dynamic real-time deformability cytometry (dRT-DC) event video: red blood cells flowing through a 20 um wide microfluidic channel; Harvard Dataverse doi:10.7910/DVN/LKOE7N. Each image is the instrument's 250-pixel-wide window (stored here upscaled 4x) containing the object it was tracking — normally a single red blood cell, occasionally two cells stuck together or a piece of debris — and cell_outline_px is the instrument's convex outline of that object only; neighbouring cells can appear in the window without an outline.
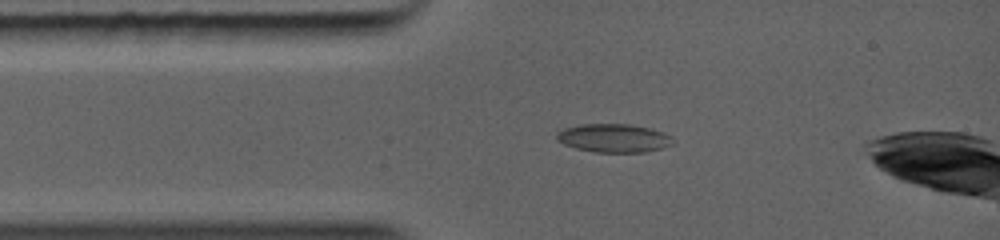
{"species": "common noctule bat (a hibernating species)", "species_latin": "Nyctalus noctula", "temperature_condition": "warm", "stored_images_in_passage": 19, "camera_frame_rate_fps": 5000, "um_per_image_px": 0.085, "animal": {"sex": "female", "body_mass_g": 19.0, "forearm_length_mm": 56.7}, "frame": {"image": 1, "passage_image": 1, "time_ms": 0.0, "image_size_px": [1000, 240], "cell_outline_px": [[672, 144], [660, 148], [644, 152], [592, 152], [576, 148], [564, 144], [556, 140], [556, 132], [564, 128], [580, 124], [632, 124], [652, 128], [664, 132], [672, 136]], "centroid_in_image_um": [52.15, 11.72], "position_along_channel_um": 32.8, "area_um2": 19.42}}
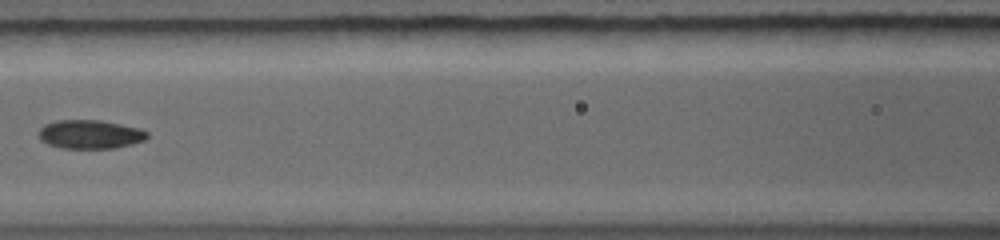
{"frame": {"image": 2, "passage_image": 4, "time_ms": 2.8, "image_size_px": [1000, 240], "cell_outline_px": [[148, 136], [144, 140], [132, 144], [116, 148], [60, 148], [48, 144], [40, 140], [40, 128], [44, 124], [60, 120], [100, 120], [140, 128], [148, 132]], "centroid_in_image_um": [7.67, 11.42], "position_along_channel_um": 158.9, "area_um2": 18.15}}
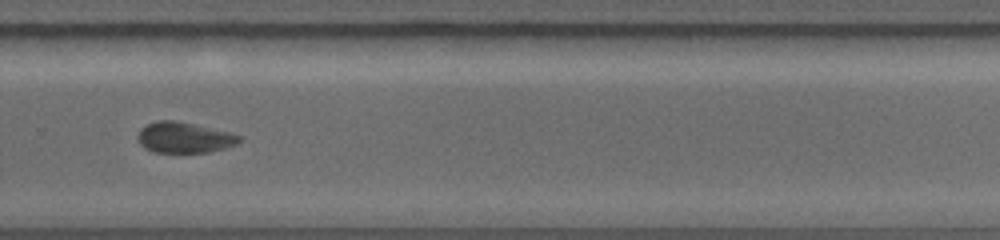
{"frame": {"image": 3, "passage_image": 11, "time_ms": 6.0, "image_size_px": [1000, 240], "cell_outline_px": [[240, 140], [236, 144], [224, 148], [208, 152], [156, 152], [144, 148], [140, 144], [136, 136], [140, 128], [144, 124], [156, 120], [172, 120], [192, 124], [228, 132], [240, 136]], "centroid_in_image_um": [15.57, 11.68], "position_along_channel_um": 314.2, "area_um2": 18.03}}